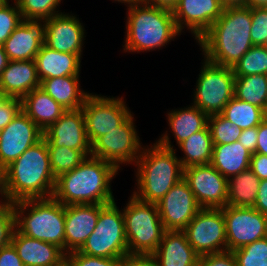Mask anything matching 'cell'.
Masks as SVG:
<instances>
[{"instance_id": "7bdbcfd3", "label": "cell", "mask_w": 267, "mask_h": 266, "mask_svg": "<svg viewBox=\"0 0 267 266\" xmlns=\"http://www.w3.org/2000/svg\"><path fill=\"white\" fill-rule=\"evenodd\" d=\"M196 266H237V262L233 252L226 250L199 256Z\"/></svg>"}, {"instance_id": "277c9868", "label": "cell", "mask_w": 267, "mask_h": 266, "mask_svg": "<svg viewBox=\"0 0 267 266\" xmlns=\"http://www.w3.org/2000/svg\"><path fill=\"white\" fill-rule=\"evenodd\" d=\"M4 176L9 202L52 197L56 178L51 169L45 139L29 147L7 166Z\"/></svg>"}, {"instance_id": "816d5d0a", "label": "cell", "mask_w": 267, "mask_h": 266, "mask_svg": "<svg viewBox=\"0 0 267 266\" xmlns=\"http://www.w3.org/2000/svg\"><path fill=\"white\" fill-rule=\"evenodd\" d=\"M143 3H146L151 6H155V7H161V8L173 10L179 3V0H143Z\"/></svg>"}, {"instance_id": "d4e9b609", "label": "cell", "mask_w": 267, "mask_h": 266, "mask_svg": "<svg viewBox=\"0 0 267 266\" xmlns=\"http://www.w3.org/2000/svg\"><path fill=\"white\" fill-rule=\"evenodd\" d=\"M81 58L80 55L58 52L43 44L34 59L40 82L54 77L80 76Z\"/></svg>"}, {"instance_id": "e575fe53", "label": "cell", "mask_w": 267, "mask_h": 266, "mask_svg": "<svg viewBox=\"0 0 267 266\" xmlns=\"http://www.w3.org/2000/svg\"><path fill=\"white\" fill-rule=\"evenodd\" d=\"M232 69L235 77L267 75V49L254 45Z\"/></svg>"}, {"instance_id": "db71d44e", "label": "cell", "mask_w": 267, "mask_h": 266, "mask_svg": "<svg viewBox=\"0 0 267 266\" xmlns=\"http://www.w3.org/2000/svg\"><path fill=\"white\" fill-rule=\"evenodd\" d=\"M0 204L8 201L6 198L5 192V176H4V169L0 166Z\"/></svg>"}, {"instance_id": "2e32d148", "label": "cell", "mask_w": 267, "mask_h": 266, "mask_svg": "<svg viewBox=\"0 0 267 266\" xmlns=\"http://www.w3.org/2000/svg\"><path fill=\"white\" fill-rule=\"evenodd\" d=\"M43 135L44 132L21 110L1 131L0 166L5 169Z\"/></svg>"}, {"instance_id": "f35d334b", "label": "cell", "mask_w": 267, "mask_h": 266, "mask_svg": "<svg viewBox=\"0 0 267 266\" xmlns=\"http://www.w3.org/2000/svg\"><path fill=\"white\" fill-rule=\"evenodd\" d=\"M7 0L0 7V45L9 38L14 29L22 22L21 12L16 2L9 3Z\"/></svg>"}, {"instance_id": "5bb4252c", "label": "cell", "mask_w": 267, "mask_h": 266, "mask_svg": "<svg viewBox=\"0 0 267 266\" xmlns=\"http://www.w3.org/2000/svg\"><path fill=\"white\" fill-rule=\"evenodd\" d=\"M183 179L201 208H223L227 205L228 179L211 164L184 168Z\"/></svg>"}, {"instance_id": "7c38bea8", "label": "cell", "mask_w": 267, "mask_h": 266, "mask_svg": "<svg viewBox=\"0 0 267 266\" xmlns=\"http://www.w3.org/2000/svg\"><path fill=\"white\" fill-rule=\"evenodd\" d=\"M183 231L199 256L227 250L222 208H201Z\"/></svg>"}, {"instance_id": "9a60e30c", "label": "cell", "mask_w": 267, "mask_h": 266, "mask_svg": "<svg viewBox=\"0 0 267 266\" xmlns=\"http://www.w3.org/2000/svg\"><path fill=\"white\" fill-rule=\"evenodd\" d=\"M156 205L165 230L183 231L201 209L184 179L175 184Z\"/></svg>"}, {"instance_id": "d6986e66", "label": "cell", "mask_w": 267, "mask_h": 266, "mask_svg": "<svg viewBox=\"0 0 267 266\" xmlns=\"http://www.w3.org/2000/svg\"><path fill=\"white\" fill-rule=\"evenodd\" d=\"M45 35L46 20L22 18L3 44L9 61L34 60L45 44Z\"/></svg>"}, {"instance_id": "681fc988", "label": "cell", "mask_w": 267, "mask_h": 266, "mask_svg": "<svg viewBox=\"0 0 267 266\" xmlns=\"http://www.w3.org/2000/svg\"><path fill=\"white\" fill-rule=\"evenodd\" d=\"M254 208L267 215V180H260Z\"/></svg>"}, {"instance_id": "f6af8a7d", "label": "cell", "mask_w": 267, "mask_h": 266, "mask_svg": "<svg viewBox=\"0 0 267 266\" xmlns=\"http://www.w3.org/2000/svg\"><path fill=\"white\" fill-rule=\"evenodd\" d=\"M0 266H24L12 243L0 248Z\"/></svg>"}, {"instance_id": "5b68a950", "label": "cell", "mask_w": 267, "mask_h": 266, "mask_svg": "<svg viewBox=\"0 0 267 266\" xmlns=\"http://www.w3.org/2000/svg\"><path fill=\"white\" fill-rule=\"evenodd\" d=\"M126 13L125 53L156 51L181 35L172 10L141 3Z\"/></svg>"}, {"instance_id": "484cf974", "label": "cell", "mask_w": 267, "mask_h": 266, "mask_svg": "<svg viewBox=\"0 0 267 266\" xmlns=\"http://www.w3.org/2000/svg\"><path fill=\"white\" fill-rule=\"evenodd\" d=\"M21 110L43 132L67 111L40 87L21 99Z\"/></svg>"}, {"instance_id": "1f68e13d", "label": "cell", "mask_w": 267, "mask_h": 266, "mask_svg": "<svg viewBox=\"0 0 267 266\" xmlns=\"http://www.w3.org/2000/svg\"><path fill=\"white\" fill-rule=\"evenodd\" d=\"M234 97L256 105L267 113V75L235 77Z\"/></svg>"}, {"instance_id": "f546056e", "label": "cell", "mask_w": 267, "mask_h": 266, "mask_svg": "<svg viewBox=\"0 0 267 266\" xmlns=\"http://www.w3.org/2000/svg\"><path fill=\"white\" fill-rule=\"evenodd\" d=\"M184 157H179L183 168L208 165L212 160L213 142L209 126L195 132L178 145Z\"/></svg>"}, {"instance_id": "6125c7cd", "label": "cell", "mask_w": 267, "mask_h": 266, "mask_svg": "<svg viewBox=\"0 0 267 266\" xmlns=\"http://www.w3.org/2000/svg\"><path fill=\"white\" fill-rule=\"evenodd\" d=\"M62 266H69L66 262Z\"/></svg>"}, {"instance_id": "6da1fadb", "label": "cell", "mask_w": 267, "mask_h": 266, "mask_svg": "<svg viewBox=\"0 0 267 266\" xmlns=\"http://www.w3.org/2000/svg\"><path fill=\"white\" fill-rule=\"evenodd\" d=\"M165 131L151 146L143 147L136 166V186L132 194L139 200L157 203L184 177V168Z\"/></svg>"}, {"instance_id": "cb8c5ba5", "label": "cell", "mask_w": 267, "mask_h": 266, "mask_svg": "<svg viewBox=\"0 0 267 266\" xmlns=\"http://www.w3.org/2000/svg\"><path fill=\"white\" fill-rule=\"evenodd\" d=\"M39 87L34 60L9 61L0 76V89L10 98L22 99Z\"/></svg>"}, {"instance_id": "52a82bcc", "label": "cell", "mask_w": 267, "mask_h": 266, "mask_svg": "<svg viewBox=\"0 0 267 266\" xmlns=\"http://www.w3.org/2000/svg\"><path fill=\"white\" fill-rule=\"evenodd\" d=\"M122 209L129 255H152L165 233L156 203L144 202L131 194Z\"/></svg>"}, {"instance_id": "4dcf8cb0", "label": "cell", "mask_w": 267, "mask_h": 266, "mask_svg": "<svg viewBox=\"0 0 267 266\" xmlns=\"http://www.w3.org/2000/svg\"><path fill=\"white\" fill-rule=\"evenodd\" d=\"M260 179L249 168L228 179L227 205L254 207Z\"/></svg>"}, {"instance_id": "f907efd6", "label": "cell", "mask_w": 267, "mask_h": 266, "mask_svg": "<svg viewBox=\"0 0 267 266\" xmlns=\"http://www.w3.org/2000/svg\"><path fill=\"white\" fill-rule=\"evenodd\" d=\"M256 153L267 156V117L258 126Z\"/></svg>"}, {"instance_id": "ba28073f", "label": "cell", "mask_w": 267, "mask_h": 266, "mask_svg": "<svg viewBox=\"0 0 267 266\" xmlns=\"http://www.w3.org/2000/svg\"><path fill=\"white\" fill-rule=\"evenodd\" d=\"M79 252L103 258L129 255L122 208L119 210L115 201L100 210L96 227Z\"/></svg>"}, {"instance_id": "44dd1931", "label": "cell", "mask_w": 267, "mask_h": 266, "mask_svg": "<svg viewBox=\"0 0 267 266\" xmlns=\"http://www.w3.org/2000/svg\"><path fill=\"white\" fill-rule=\"evenodd\" d=\"M44 136L57 147L91 150L82 109L67 110L44 132Z\"/></svg>"}, {"instance_id": "7dc6e473", "label": "cell", "mask_w": 267, "mask_h": 266, "mask_svg": "<svg viewBox=\"0 0 267 266\" xmlns=\"http://www.w3.org/2000/svg\"><path fill=\"white\" fill-rule=\"evenodd\" d=\"M258 126L242 130L238 142L250 153H256Z\"/></svg>"}, {"instance_id": "b9f144b4", "label": "cell", "mask_w": 267, "mask_h": 266, "mask_svg": "<svg viewBox=\"0 0 267 266\" xmlns=\"http://www.w3.org/2000/svg\"><path fill=\"white\" fill-rule=\"evenodd\" d=\"M122 259L90 256L79 251L66 254V263L69 266H120Z\"/></svg>"}, {"instance_id": "8992f818", "label": "cell", "mask_w": 267, "mask_h": 266, "mask_svg": "<svg viewBox=\"0 0 267 266\" xmlns=\"http://www.w3.org/2000/svg\"><path fill=\"white\" fill-rule=\"evenodd\" d=\"M13 207L20 233L55 244L65 253V205L50 197L18 201Z\"/></svg>"}, {"instance_id": "6f0895ef", "label": "cell", "mask_w": 267, "mask_h": 266, "mask_svg": "<svg viewBox=\"0 0 267 266\" xmlns=\"http://www.w3.org/2000/svg\"><path fill=\"white\" fill-rule=\"evenodd\" d=\"M112 1L118 3H124V5H126L127 8L143 3V0H112Z\"/></svg>"}, {"instance_id": "83f0119b", "label": "cell", "mask_w": 267, "mask_h": 266, "mask_svg": "<svg viewBox=\"0 0 267 266\" xmlns=\"http://www.w3.org/2000/svg\"><path fill=\"white\" fill-rule=\"evenodd\" d=\"M252 153L238 141L229 144L213 145L210 164L225 178L249 169Z\"/></svg>"}, {"instance_id": "8d00e7d4", "label": "cell", "mask_w": 267, "mask_h": 266, "mask_svg": "<svg viewBox=\"0 0 267 266\" xmlns=\"http://www.w3.org/2000/svg\"><path fill=\"white\" fill-rule=\"evenodd\" d=\"M208 126L211 131L213 145L229 144L239 140L242 129L236 127L222 114L210 115Z\"/></svg>"}, {"instance_id": "30bf717a", "label": "cell", "mask_w": 267, "mask_h": 266, "mask_svg": "<svg viewBox=\"0 0 267 266\" xmlns=\"http://www.w3.org/2000/svg\"><path fill=\"white\" fill-rule=\"evenodd\" d=\"M132 114L122 125L102 135L91 144L94 158L110 162L118 170L120 164H135L143 147Z\"/></svg>"}, {"instance_id": "9c48e42d", "label": "cell", "mask_w": 267, "mask_h": 266, "mask_svg": "<svg viewBox=\"0 0 267 266\" xmlns=\"http://www.w3.org/2000/svg\"><path fill=\"white\" fill-rule=\"evenodd\" d=\"M235 75L231 67L218 65L203 59L193 90V105L208 116L221 114L234 97Z\"/></svg>"}, {"instance_id": "bcb514c9", "label": "cell", "mask_w": 267, "mask_h": 266, "mask_svg": "<svg viewBox=\"0 0 267 266\" xmlns=\"http://www.w3.org/2000/svg\"><path fill=\"white\" fill-rule=\"evenodd\" d=\"M249 168L260 179L267 180V156L254 153L251 156Z\"/></svg>"}, {"instance_id": "ab89813d", "label": "cell", "mask_w": 267, "mask_h": 266, "mask_svg": "<svg viewBox=\"0 0 267 266\" xmlns=\"http://www.w3.org/2000/svg\"><path fill=\"white\" fill-rule=\"evenodd\" d=\"M251 19L252 43L264 46L267 41V7H251Z\"/></svg>"}, {"instance_id": "9f6ffc18", "label": "cell", "mask_w": 267, "mask_h": 266, "mask_svg": "<svg viewBox=\"0 0 267 266\" xmlns=\"http://www.w3.org/2000/svg\"><path fill=\"white\" fill-rule=\"evenodd\" d=\"M249 7H267V0H247Z\"/></svg>"}, {"instance_id": "ee69618b", "label": "cell", "mask_w": 267, "mask_h": 266, "mask_svg": "<svg viewBox=\"0 0 267 266\" xmlns=\"http://www.w3.org/2000/svg\"><path fill=\"white\" fill-rule=\"evenodd\" d=\"M21 112V99L8 97L0 105V129L5 128Z\"/></svg>"}, {"instance_id": "74e56055", "label": "cell", "mask_w": 267, "mask_h": 266, "mask_svg": "<svg viewBox=\"0 0 267 266\" xmlns=\"http://www.w3.org/2000/svg\"><path fill=\"white\" fill-rule=\"evenodd\" d=\"M232 252L237 266H267V237Z\"/></svg>"}, {"instance_id": "94428289", "label": "cell", "mask_w": 267, "mask_h": 266, "mask_svg": "<svg viewBox=\"0 0 267 266\" xmlns=\"http://www.w3.org/2000/svg\"><path fill=\"white\" fill-rule=\"evenodd\" d=\"M264 47L267 49V41H266V43L264 44Z\"/></svg>"}, {"instance_id": "d590c367", "label": "cell", "mask_w": 267, "mask_h": 266, "mask_svg": "<svg viewBox=\"0 0 267 266\" xmlns=\"http://www.w3.org/2000/svg\"><path fill=\"white\" fill-rule=\"evenodd\" d=\"M13 1L16 2L18 9L21 12L22 18L26 19L47 20L53 17L54 15L62 13L58 9L62 0H13Z\"/></svg>"}, {"instance_id": "3957f363", "label": "cell", "mask_w": 267, "mask_h": 266, "mask_svg": "<svg viewBox=\"0 0 267 266\" xmlns=\"http://www.w3.org/2000/svg\"><path fill=\"white\" fill-rule=\"evenodd\" d=\"M118 171L110 162L89 156L72 171L56 178L52 197L65 206L112 203L115 198L111 181Z\"/></svg>"}, {"instance_id": "11a10c76", "label": "cell", "mask_w": 267, "mask_h": 266, "mask_svg": "<svg viewBox=\"0 0 267 266\" xmlns=\"http://www.w3.org/2000/svg\"><path fill=\"white\" fill-rule=\"evenodd\" d=\"M9 63L8 56L4 50L3 45H0V76L2 71L6 68Z\"/></svg>"}, {"instance_id": "4fadbf2b", "label": "cell", "mask_w": 267, "mask_h": 266, "mask_svg": "<svg viewBox=\"0 0 267 266\" xmlns=\"http://www.w3.org/2000/svg\"><path fill=\"white\" fill-rule=\"evenodd\" d=\"M225 220L227 250L234 251L244 245L267 237V215L254 207L222 208Z\"/></svg>"}, {"instance_id": "603a6c76", "label": "cell", "mask_w": 267, "mask_h": 266, "mask_svg": "<svg viewBox=\"0 0 267 266\" xmlns=\"http://www.w3.org/2000/svg\"><path fill=\"white\" fill-rule=\"evenodd\" d=\"M151 256L158 266H196L199 259L188 242L186 233L178 230H166Z\"/></svg>"}, {"instance_id": "d6a6232c", "label": "cell", "mask_w": 267, "mask_h": 266, "mask_svg": "<svg viewBox=\"0 0 267 266\" xmlns=\"http://www.w3.org/2000/svg\"><path fill=\"white\" fill-rule=\"evenodd\" d=\"M221 114L242 130L259 126L267 117L262 108L235 97L228 102Z\"/></svg>"}, {"instance_id": "8fae6325", "label": "cell", "mask_w": 267, "mask_h": 266, "mask_svg": "<svg viewBox=\"0 0 267 266\" xmlns=\"http://www.w3.org/2000/svg\"><path fill=\"white\" fill-rule=\"evenodd\" d=\"M90 144L122 125L132 114L123 97L91 93L81 107Z\"/></svg>"}, {"instance_id": "4316f807", "label": "cell", "mask_w": 267, "mask_h": 266, "mask_svg": "<svg viewBox=\"0 0 267 266\" xmlns=\"http://www.w3.org/2000/svg\"><path fill=\"white\" fill-rule=\"evenodd\" d=\"M79 78L63 76L44 79L40 82V88L65 110H78L91 94L81 89Z\"/></svg>"}, {"instance_id": "91938a15", "label": "cell", "mask_w": 267, "mask_h": 266, "mask_svg": "<svg viewBox=\"0 0 267 266\" xmlns=\"http://www.w3.org/2000/svg\"><path fill=\"white\" fill-rule=\"evenodd\" d=\"M7 0H0V7L6 2Z\"/></svg>"}, {"instance_id": "ac0fdd59", "label": "cell", "mask_w": 267, "mask_h": 266, "mask_svg": "<svg viewBox=\"0 0 267 266\" xmlns=\"http://www.w3.org/2000/svg\"><path fill=\"white\" fill-rule=\"evenodd\" d=\"M85 27L74 14L60 13L46 20L45 45L62 53L82 57Z\"/></svg>"}, {"instance_id": "f1b7e54d", "label": "cell", "mask_w": 267, "mask_h": 266, "mask_svg": "<svg viewBox=\"0 0 267 266\" xmlns=\"http://www.w3.org/2000/svg\"><path fill=\"white\" fill-rule=\"evenodd\" d=\"M166 116L177 146L195 132L204 129L208 125L209 118L206 113L193 104L186 108L172 109Z\"/></svg>"}, {"instance_id": "c3c4849f", "label": "cell", "mask_w": 267, "mask_h": 266, "mask_svg": "<svg viewBox=\"0 0 267 266\" xmlns=\"http://www.w3.org/2000/svg\"><path fill=\"white\" fill-rule=\"evenodd\" d=\"M120 266H158L151 255H127Z\"/></svg>"}, {"instance_id": "7a4b0ae2", "label": "cell", "mask_w": 267, "mask_h": 266, "mask_svg": "<svg viewBox=\"0 0 267 266\" xmlns=\"http://www.w3.org/2000/svg\"><path fill=\"white\" fill-rule=\"evenodd\" d=\"M251 7L224 8L222 15L200 37L203 57L233 68L254 45L251 39Z\"/></svg>"}, {"instance_id": "ffe728a7", "label": "cell", "mask_w": 267, "mask_h": 266, "mask_svg": "<svg viewBox=\"0 0 267 266\" xmlns=\"http://www.w3.org/2000/svg\"><path fill=\"white\" fill-rule=\"evenodd\" d=\"M102 204H72L65 206V254L79 251L93 232Z\"/></svg>"}, {"instance_id": "836d02e7", "label": "cell", "mask_w": 267, "mask_h": 266, "mask_svg": "<svg viewBox=\"0 0 267 266\" xmlns=\"http://www.w3.org/2000/svg\"><path fill=\"white\" fill-rule=\"evenodd\" d=\"M52 172L55 178L79 166L91 155V150H75L68 147L54 146L44 135Z\"/></svg>"}, {"instance_id": "e0dca14e", "label": "cell", "mask_w": 267, "mask_h": 266, "mask_svg": "<svg viewBox=\"0 0 267 266\" xmlns=\"http://www.w3.org/2000/svg\"><path fill=\"white\" fill-rule=\"evenodd\" d=\"M223 10L220 0H179L172 11L178 30L182 33L186 28L197 42Z\"/></svg>"}, {"instance_id": "f5cc1de1", "label": "cell", "mask_w": 267, "mask_h": 266, "mask_svg": "<svg viewBox=\"0 0 267 266\" xmlns=\"http://www.w3.org/2000/svg\"><path fill=\"white\" fill-rule=\"evenodd\" d=\"M220 2L224 8L247 6V0H220Z\"/></svg>"}, {"instance_id": "60d3db41", "label": "cell", "mask_w": 267, "mask_h": 266, "mask_svg": "<svg viewBox=\"0 0 267 266\" xmlns=\"http://www.w3.org/2000/svg\"><path fill=\"white\" fill-rule=\"evenodd\" d=\"M15 229V212L13 203L6 201L0 204V248L11 243Z\"/></svg>"}, {"instance_id": "7402d4cb", "label": "cell", "mask_w": 267, "mask_h": 266, "mask_svg": "<svg viewBox=\"0 0 267 266\" xmlns=\"http://www.w3.org/2000/svg\"><path fill=\"white\" fill-rule=\"evenodd\" d=\"M11 243L24 266H62L66 262V254L60 247L25 236L16 228Z\"/></svg>"}, {"instance_id": "680465c9", "label": "cell", "mask_w": 267, "mask_h": 266, "mask_svg": "<svg viewBox=\"0 0 267 266\" xmlns=\"http://www.w3.org/2000/svg\"><path fill=\"white\" fill-rule=\"evenodd\" d=\"M8 98V96L0 89V105Z\"/></svg>"}]
</instances>
